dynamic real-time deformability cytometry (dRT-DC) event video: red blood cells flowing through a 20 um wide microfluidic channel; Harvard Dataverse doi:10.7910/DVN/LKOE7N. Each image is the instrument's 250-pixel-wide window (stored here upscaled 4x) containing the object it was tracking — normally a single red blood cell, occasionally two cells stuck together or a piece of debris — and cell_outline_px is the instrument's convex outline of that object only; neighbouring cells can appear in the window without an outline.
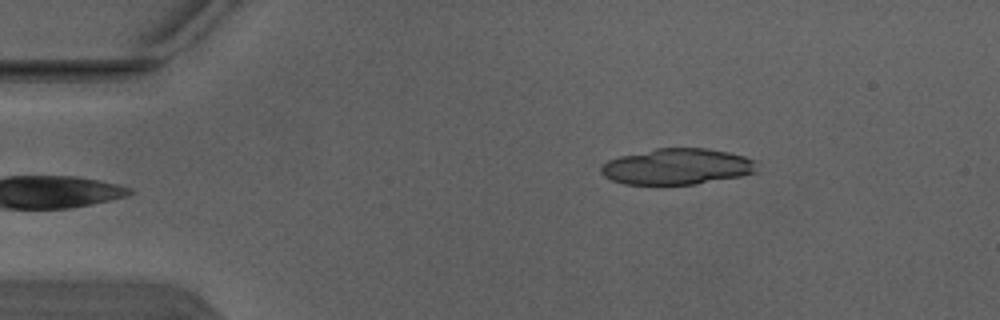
{"species": "Egyptian fruit bat (a non-hibernating species)", "species_latin": "Rousettus aegyptiacus", "temperature_condition": "warm", "stored_images_in_passage": 6, "segment_of_instrument_passage": [2, 2], "camera_frame_rate_fps": 3000, "um_per_image_px": 0.085, "animal": {"sex": "male"}, "frame": {"image": 1, "passage_image": 6, "time_ms": 1.667, "image_size_px": [1000, 320], "cell_outline_px": [[756, 172], [740, 176], [696, 184], [664, 188], [624, 184], [612, 180], [604, 176], [600, 172], [600, 168], [608, 160], [620, 156], [656, 148], [708, 148], [728, 152], [744, 156], [756, 160]], "centroid_in_image_um": [57.52, 14.2], "position_along_channel_um": 27.5, "area_um2": 33.7}}